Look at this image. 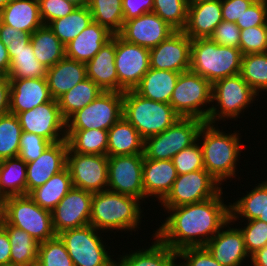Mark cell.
Segmentation results:
<instances>
[{
  "label": "cell",
  "instance_id": "6f0895ef",
  "mask_svg": "<svg viewBox=\"0 0 267 266\" xmlns=\"http://www.w3.org/2000/svg\"><path fill=\"white\" fill-rule=\"evenodd\" d=\"M253 2V0H221L223 20L236 23L237 18H241Z\"/></svg>",
  "mask_w": 267,
  "mask_h": 266
},
{
  "label": "cell",
  "instance_id": "277c9868",
  "mask_svg": "<svg viewBox=\"0 0 267 266\" xmlns=\"http://www.w3.org/2000/svg\"><path fill=\"white\" fill-rule=\"evenodd\" d=\"M242 52L239 48L221 46L211 38L193 39L190 70L211 84L241 72Z\"/></svg>",
  "mask_w": 267,
  "mask_h": 266
},
{
  "label": "cell",
  "instance_id": "603a6c76",
  "mask_svg": "<svg viewBox=\"0 0 267 266\" xmlns=\"http://www.w3.org/2000/svg\"><path fill=\"white\" fill-rule=\"evenodd\" d=\"M222 21L221 0L189 4L187 22L182 31L192 40L210 38Z\"/></svg>",
  "mask_w": 267,
  "mask_h": 266
},
{
  "label": "cell",
  "instance_id": "74e56055",
  "mask_svg": "<svg viewBox=\"0 0 267 266\" xmlns=\"http://www.w3.org/2000/svg\"><path fill=\"white\" fill-rule=\"evenodd\" d=\"M103 90L88 77L57 99L62 117L67 120L90 104Z\"/></svg>",
  "mask_w": 267,
  "mask_h": 266
},
{
  "label": "cell",
  "instance_id": "003e7915",
  "mask_svg": "<svg viewBox=\"0 0 267 266\" xmlns=\"http://www.w3.org/2000/svg\"><path fill=\"white\" fill-rule=\"evenodd\" d=\"M11 0H0V11L10 2Z\"/></svg>",
  "mask_w": 267,
  "mask_h": 266
},
{
  "label": "cell",
  "instance_id": "2e32d148",
  "mask_svg": "<svg viewBox=\"0 0 267 266\" xmlns=\"http://www.w3.org/2000/svg\"><path fill=\"white\" fill-rule=\"evenodd\" d=\"M16 116L23 132L34 133L52 143L66 140V120L55 99L17 113Z\"/></svg>",
  "mask_w": 267,
  "mask_h": 266
},
{
  "label": "cell",
  "instance_id": "8fae6325",
  "mask_svg": "<svg viewBox=\"0 0 267 266\" xmlns=\"http://www.w3.org/2000/svg\"><path fill=\"white\" fill-rule=\"evenodd\" d=\"M91 224L65 230L58 234L64 242L74 266H114V260L106 251V243Z\"/></svg>",
  "mask_w": 267,
  "mask_h": 266
},
{
  "label": "cell",
  "instance_id": "2644e50d",
  "mask_svg": "<svg viewBox=\"0 0 267 266\" xmlns=\"http://www.w3.org/2000/svg\"><path fill=\"white\" fill-rule=\"evenodd\" d=\"M0 266H23V265H17V264L9 263V264L0 265Z\"/></svg>",
  "mask_w": 267,
  "mask_h": 266
},
{
  "label": "cell",
  "instance_id": "bcb514c9",
  "mask_svg": "<svg viewBox=\"0 0 267 266\" xmlns=\"http://www.w3.org/2000/svg\"><path fill=\"white\" fill-rule=\"evenodd\" d=\"M239 49L243 55L267 53V25L241 29Z\"/></svg>",
  "mask_w": 267,
  "mask_h": 266
},
{
  "label": "cell",
  "instance_id": "8c879c8a",
  "mask_svg": "<svg viewBox=\"0 0 267 266\" xmlns=\"http://www.w3.org/2000/svg\"><path fill=\"white\" fill-rule=\"evenodd\" d=\"M254 2H264L267 3V0H253Z\"/></svg>",
  "mask_w": 267,
  "mask_h": 266
},
{
  "label": "cell",
  "instance_id": "60d3db41",
  "mask_svg": "<svg viewBox=\"0 0 267 266\" xmlns=\"http://www.w3.org/2000/svg\"><path fill=\"white\" fill-rule=\"evenodd\" d=\"M89 9L93 21L118 34L123 27L122 0H90Z\"/></svg>",
  "mask_w": 267,
  "mask_h": 266
},
{
  "label": "cell",
  "instance_id": "9a60e30c",
  "mask_svg": "<svg viewBox=\"0 0 267 266\" xmlns=\"http://www.w3.org/2000/svg\"><path fill=\"white\" fill-rule=\"evenodd\" d=\"M115 67L118 92L133 90L150 69L149 49L126 42L116 34Z\"/></svg>",
  "mask_w": 267,
  "mask_h": 266
},
{
  "label": "cell",
  "instance_id": "f35d334b",
  "mask_svg": "<svg viewBox=\"0 0 267 266\" xmlns=\"http://www.w3.org/2000/svg\"><path fill=\"white\" fill-rule=\"evenodd\" d=\"M66 140L74 153L107 155L108 130H66Z\"/></svg>",
  "mask_w": 267,
  "mask_h": 266
},
{
  "label": "cell",
  "instance_id": "a7ac6f4b",
  "mask_svg": "<svg viewBox=\"0 0 267 266\" xmlns=\"http://www.w3.org/2000/svg\"><path fill=\"white\" fill-rule=\"evenodd\" d=\"M258 220L266 222L267 223V210L263 214V216H259Z\"/></svg>",
  "mask_w": 267,
  "mask_h": 266
},
{
  "label": "cell",
  "instance_id": "f1b7e54d",
  "mask_svg": "<svg viewBox=\"0 0 267 266\" xmlns=\"http://www.w3.org/2000/svg\"><path fill=\"white\" fill-rule=\"evenodd\" d=\"M119 155H144V139L124 117L108 130L107 156Z\"/></svg>",
  "mask_w": 267,
  "mask_h": 266
},
{
  "label": "cell",
  "instance_id": "680465c9",
  "mask_svg": "<svg viewBox=\"0 0 267 266\" xmlns=\"http://www.w3.org/2000/svg\"><path fill=\"white\" fill-rule=\"evenodd\" d=\"M10 247L7 231L0 225V265L11 263Z\"/></svg>",
  "mask_w": 267,
  "mask_h": 266
},
{
  "label": "cell",
  "instance_id": "f6af8a7d",
  "mask_svg": "<svg viewBox=\"0 0 267 266\" xmlns=\"http://www.w3.org/2000/svg\"><path fill=\"white\" fill-rule=\"evenodd\" d=\"M36 266H74L64 242L58 235L39 243Z\"/></svg>",
  "mask_w": 267,
  "mask_h": 266
},
{
  "label": "cell",
  "instance_id": "7bdbcfd3",
  "mask_svg": "<svg viewBox=\"0 0 267 266\" xmlns=\"http://www.w3.org/2000/svg\"><path fill=\"white\" fill-rule=\"evenodd\" d=\"M22 128L16 115L0 116V161L19 156Z\"/></svg>",
  "mask_w": 267,
  "mask_h": 266
},
{
  "label": "cell",
  "instance_id": "6125c7cd",
  "mask_svg": "<svg viewBox=\"0 0 267 266\" xmlns=\"http://www.w3.org/2000/svg\"><path fill=\"white\" fill-rule=\"evenodd\" d=\"M0 67H2L7 73L10 67V58L8 55L7 47L0 40Z\"/></svg>",
  "mask_w": 267,
  "mask_h": 266
},
{
  "label": "cell",
  "instance_id": "44dd1931",
  "mask_svg": "<svg viewBox=\"0 0 267 266\" xmlns=\"http://www.w3.org/2000/svg\"><path fill=\"white\" fill-rule=\"evenodd\" d=\"M229 220L205 245L213 258L222 266H241L250 257L240 228L229 227ZM229 224V225H228ZM225 227H228L224 230Z\"/></svg>",
  "mask_w": 267,
  "mask_h": 266
},
{
  "label": "cell",
  "instance_id": "9f6ffc18",
  "mask_svg": "<svg viewBox=\"0 0 267 266\" xmlns=\"http://www.w3.org/2000/svg\"><path fill=\"white\" fill-rule=\"evenodd\" d=\"M153 5L154 0H122L124 21L152 12Z\"/></svg>",
  "mask_w": 267,
  "mask_h": 266
},
{
  "label": "cell",
  "instance_id": "30bf717a",
  "mask_svg": "<svg viewBox=\"0 0 267 266\" xmlns=\"http://www.w3.org/2000/svg\"><path fill=\"white\" fill-rule=\"evenodd\" d=\"M123 117V93L102 91L66 120V130H109Z\"/></svg>",
  "mask_w": 267,
  "mask_h": 266
},
{
  "label": "cell",
  "instance_id": "1f68e13d",
  "mask_svg": "<svg viewBox=\"0 0 267 266\" xmlns=\"http://www.w3.org/2000/svg\"><path fill=\"white\" fill-rule=\"evenodd\" d=\"M27 163L18 157L1 160L0 200L27 195Z\"/></svg>",
  "mask_w": 267,
  "mask_h": 266
},
{
  "label": "cell",
  "instance_id": "91938a15",
  "mask_svg": "<svg viewBox=\"0 0 267 266\" xmlns=\"http://www.w3.org/2000/svg\"><path fill=\"white\" fill-rule=\"evenodd\" d=\"M10 81H0V116L9 113Z\"/></svg>",
  "mask_w": 267,
  "mask_h": 266
},
{
  "label": "cell",
  "instance_id": "83f0119b",
  "mask_svg": "<svg viewBox=\"0 0 267 266\" xmlns=\"http://www.w3.org/2000/svg\"><path fill=\"white\" fill-rule=\"evenodd\" d=\"M0 22L19 31L32 34L44 24L38 0H11L0 11Z\"/></svg>",
  "mask_w": 267,
  "mask_h": 266
},
{
  "label": "cell",
  "instance_id": "f907efd6",
  "mask_svg": "<svg viewBox=\"0 0 267 266\" xmlns=\"http://www.w3.org/2000/svg\"><path fill=\"white\" fill-rule=\"evenodd\" d=\"M177 254L178 258L184 260L178 266H222L205 246L183 248Z\"/></svg>",
  "mask_w": 267,
  "mask_h": 266
},
{
  "label": "cell",
  "instance_id": "ac0fdd59",
  "mask_svg": "<svg viewBox=\"0 0 267 266\" xmlns=\"http://www.w3.org/2000/svg\"><path fill=\"white\" fill-rule=\"evenodd\" d=\"M192 39L183 31H175L156 47L149 49L150 68L186 72L190 70Z\"/></svg>",
  "mask_w": 267,
  "mask_h": 266
},
{
  "label": "cell",
  "instance_id": "ab89813d",
  "mask_svg": "<svg viewBox=\"0 0 267 266\" xmlns=\"http://www.w3.org/2000/svg\"><path fill=\"white\" fill-rule=\"evenodd\" d=\"M93 21L89 7H76L63 18L51 21L48 26L66 46Z\"/></svg>",
  "mask_w": 267,
  "mask_h": 266
},
{
  "label": "cell",
  "instance_id": "7dc6e473",
  "mask_svg": "<svg viewBox=\"0 0 267 266\" xmlns=\"http://www.w3.org/2000/svg\"><path fill=\"white\" fill-rule=\"evenodd\" d=\"M177 175L196 170H205L201 146L197 140L194 144L184 148L172 158Z\"/></svg>",
  "mask_w": 267,
  "mask_h": 266
},
{
  "label": "cell",
  "instance_id": "c3c4849f",
  "mask_svg": "<svg viewBox=\"0 0 267 266\" xmlns=\"http://www.w3.org/2000/svg\"><path fill=\"white\" fill-rule=\"evenodd\" d=\"M247 225L240 228L246 250L251 257L261 248L267 246V223L256 220H247Z\"/></svg>",
  "mask_w": 267,
  "mask_h": 266
},
{
  "label": "cell",
  "instance_id": "5b68a950",
  "mask_svg": "<svg viewBox=\"0 0 267 266\" xmlns=\"http://www.w3.org/2000/svg\"><path fill=\"white\" fill-rule=\"evenodd\" d=\"M123 117L144 140L162 133L180 118L170 104L144 98L134 90L123 92Z\"/></svg>",
  "mask_w": 267,
  "mask_h": 266
},
{
  "label": "cell",
  "instance_id": "836d02e7",
  "mask_svg": "<svg viewBox=\"0 0 267 266\" xmlns=\"http://www.w3.org/2000/svg\"><path fill=\"white\" fill-rule=\"evenodd\" d=\"M36 59L47 69L65 57V45L48 25L36 29L30 38Z\"/></svg>",
  "mask_w": 267,
  "mask_h": 266
},
{
  "label": "cell",
  "instance_id": "d590c367",
  "mask_svg": "<svg viewBox=\"0 0 267 266\" xmlns=\"http://www.w3.org/2000/svg\"><path fill=\"white\" fill-rule=\"evenodd\" d=\"M10 58L9 79L46 78L47 68L35 57L31 42L19 49H7Z\"/></svg>",
  "mask_w": 267,
  "mask_h": 266
},
{
  "label": "cell",
  "instance_id": "816d5d0a",
  "mask_svg": "<svg viewBox=\"0 0 267 266\" xmlns=\"http://www.w3.org/2000/svg\"><path fill=\"white\" fill-rule=\"evenodd\" d=\"M41 20L44 25L70 14L77 6L68 0H38Z\"/></svg>",
  "mask_w": 267,
  "mask_h": 266
},
{
  "label": "cell",
  "instance_id": "7c38bea8",
  "mask_svg": "<svg viewBox=\"0 0 267 266\" xmlns=\"http://www.w3.org/2000/svg\"><path fill=\"white\" fill-rule=\"evenodd\" d=\"M221 185L206 171L196 170L177 175L167 196L160 202L164 208L198 203L217 196Z\"/></svg>",
  "mask_w": 267,
  "mask_h": 266
},
{
  "label": "cell",
  "instance_id": "d6986e66",
  "mask_svg": "<svg viewBox=\"0 0 267 266\" xmlns=\"http://www.w3.org/2000/svg\"><path fill=\"white\" fill-rule=\"evenodd\" d=\"M176 30L154 12L124 21L118 35L126 42L148 49L156 47Z\"/></svg>",
  "mask_w": 267,
  "mask_h": 266
},
{
  "label": "cell",
  "instance_id": "11a10c76",
  "mask_svg": "<svg viewBox=\"0 0 267 266\" xmlns=\"http://www.w3.org/2000/svg\"><path fill=\"white\" fill-rule=\"evenodd\" d=\"M31 34L19 31L0 22V40L7 49L24 48L30 42Z\"/></svg>",
  "mask_w": 267,
  "mask_h": 266
},
{
  "label": "cell",
  "instance_id": "8d00e7d4",
  "mask_svg": "<svg viewBox=\"0 0 267 266\" xmlns=\"http://www.w3.org/2000/svg\"><path fill=\"white\" fill-rule=\"evenodd\" d=\"M230 220L234 223L239 217L256 220L267 210V179L258 183L251 191L233 204L230 203ZM243 216V217H242Z\"/></svg>",
  "mask_w": 267,
  "mask_h": 266
},
{
  "label": "cell",
  "instance_id": "ffe728a7",
  "mask_svg": "<svg viewBox=\"0 0 267 266\" xmlns=\"http://www.w3.org/2000/svg\"><path fill=\"white\" fill-rule=\"evenodd\" d=\"M68 142L52 143L35 161L27 163V195L67 167Z\"/></svg>",
  "mask_w": 267,
  "mask_h": 266
},
{
  "label": "cell",
  "instance_id": "681fc988",
  "mask_svg": "<svg viewBox=\"0 0 267 266\" xmlns=\"http://www.w3.org/2000/svg\"><path fill=\"white\" fill-rule=\"evenodd\" d=\"M52 144L51 141L34 133L22 132L20 138L19 157L26 163L35 161Z\"/></svg>",
  "mask_w": 267,
  "mask_h": 266
},
{
  "label": "cell",
  "instance_id": "e7e4bbea",
  "mask_svg": "<svg viewBox=\"0 0 267 266\" xmlns=\"http://www.w3.org/2000/svg\"><path fill=\"white\" fill-rule=\"evenodd\" d=\"M0 81H9L8 73L0 67Z\"/></svg>",
  "mask_w": 267,
  "mask_h": 266
},
{
  "label": "cell",
  "instance_id": "3957f363",
  "mask_svg": "<svg viewBox=\"0 0 267 266\" xmlns=\"http://www.w3.org/2000/svg\"><path fill=\"white\" fill-rule=\"evenodd\" d=\"M140 204L135 197L109 190L93 193L90 224L103 232H132L142 221Z\"/></svg>",
  "mask_w": 267,
  "mask_h": 266
},
{
  "label": "cell",
  "instance_id": "d4e9b609",
  "mask_svg": "<svg viewBox=\"0 0 267 266\" xmlns=\"http://www.w3.org/2000/svg\"><path fill=\"white\" fill-rule=\"evenodd\" d=\"M112 36L106 27L92 21L65 46V57L86 64Z\"/></svg>",
  "mask_w": 267,
  "mask_h": 266
},
{
  "label": "cell",
  "instance_id": "5bb4252c",
  "mask_svg": "<svg viewBox=\"0 0 267 266\" xmlns=\"http://www.w3.org/2000/svg\"><path fill=\"white\" fill-rule=\"evenodd\" d=\"M144 155H119L108 157L107 190L144 200Z\"/></svg>",
  "mask_w": 267,
  "mask_h": 266
},
{
  "label": "cell",
  "instance_id": "9c48e42d",
  "mask_svg": "<svg viewBox=\"0 0 267 266\" xmlns=\"http://www.w3.org/2000/svg\"><path fill=\"white\" fill-rule=\"evenodd\" d=\"M204 123L201 119L180 117L162 133L144 140V156L153 160H172L176 154L197 141Z\"/></svg>",
  "mask_w": 267,
  "mask_h": 266
},
{
  "label": "cell",
  "instance_id": "4fadbf2b",
  "mask_svg": "<svg viewBox=\"0 0 267 266\" xmlns=\"http://www.w3.org/2000/svg\"><path fill=\"white\" fill-rule=\"evenodd\" d=\"M67 168L75 188L91 193L107 190L108 156L67 152Z\"/></svg>",
  "mask_w": 267,
  "mask_h": 266
},
{
  "label": "cell",
  "instance_id": "03108f58",
  "mask_svg": "<svg viewBox=\"0 0 267 266\" xmlns=\"http://www.w3.org/2000/svg\"><path fill=\"white\" fill-rule=\"evenodd\" d=\"M188 4H197L202 2H209V1H219V0H187Z\"/></svg>",
  "mask_w": 267,
  "mask_h": 266
},
{
  "label": "cell",
  "instance_id": "d6a6232c",
  "mask_svg": "<svg viewBox=\"0 0 267 266\" xmlns=\"http://www.w3.org/2000/svg\"><path fill=\"white\" fill-rule=\"evenodd\" d=\"M1 226L7 231L11 245V263L23 266H36L39 243L26 231L8 224L3 218Z\"/></svg>",
  "mask_w": 267,
  "mask_h": 266
},
{
  "label": "cell",
  "instance_id": "484cf974",
  "mask_svg": "<svg viewBox=\"0 0 267 266\" xmlns=\"http://www.w3.org/2000/svg\"><path fill=\"white\" fill-rule=\"evenodd\" d=\"M176 178L172 160H153L144 156L142 179L145 198L154 196L161 202L170 192Z\"/></svg>",
  "mask_w": 267,
  "mask_h": 266
},
{
  "label": "cell",
  "instance_id": "8992f818",
  "mask_svg": "<svg viewBox=\"0 0 267 266\" xmlns=\"http://www.w3.org/2000/svg\"><path fill=\"white\" fill-rule=\"evenodd\" d=\"M2 217L8 224L26 231L38 243L56 236L51 211L41 208L29 195L3 199Z\"/></svg>",
  "mask_w": 267,
  "mask_h": 266
},
{
  "label": "cell",
  "instance_id": "ee69618b",
  "mask_svg": "<svg viewBox=\"0 0 267 266\" xmlns=\"http://www.w3.org/2000/svg\"><path fill=\"white\" fill-rule=\"evenodd\" d=\"M187 0H154L153 11L176 31L185 28L188 14Z\"/></svg>",
  "mask_w": 267,
  "mask_h": 266
},
{
  "label": "cell",
  "instance_id": "94428289",
  "mask_svg": "<svg viewBox=\"0 0 267 266\" xmlns=\"http://www.w3.org/2000/svg\"><path fill=\"white\" fill-rule=\"evenodd\" d=\"M250 259L252 266H267V246L254 253Z\"/></svg>",
  "mask_w": 267,
  "mask_h": 266
},
{
  "label": "cell",
  "instance_id": "ba28073f",
  "mask_svg": "<svg viewBox=\"0 0 267 266\" xmlns=\"http://www.w3.org/2000/svg\"><path fill=\"white\" fill-rule=\"evenodd\" d=\"M210 103L212 84L206 78L191 70L179 74L170 105L180 117L197 118L207 123L211 106L204 107Z\"/></svg>",
  "mask_w": 267,
  "mask_h": 266
},
{
  "label": "cell",
  "instance_id": "b9f144b4",
  "mask_svg": "<svg viewBox=\"0 0 267 266\" xmlns=\"http://www.w3.org/2000/svg\"><path fill=\"white\" fill-rule=\"evenodd\" d=\"M240 74L258 95L259 92H266L267 53L243 55Z\"/></svg>",
  "mask_w": 267,
  "mask_h": 266
},
{
  "label": "cell",
  "instance_id": "f546056e",
  "mask_svg": "<svg viewBox=\"0 0 267 266\" xmlns=\"http://www.w3.org/2000/svg\"><path fill=\"white\" fill-rule=\"evenodd\" d=\"M153 237L155 241L147 249L118 255L121 257L118 262L114 260V266H178V262H175L178 258L177 252L165 245L156 235L153 234Z\"/></svg>",
  "mask_w": 267,
  "mask_h": 266
},
{
  "label": "cell",
  "instance_id": "6da1fadb",
  "mask_svg": "<svg viewBox=\"0 0 267 266\" xmlns=\"http://www.w3.org/2000/svg\"><path fill=\"white\" fill-rule=\"evenodd\" d=\"M222 195L221 191L202 202L165 208L170 215L154 235L176 252L205 246L230 220V204L223 203Z\"/></svg>",
  "mask_w": 267,
  "mask_h": 266
},
{
  "label": "cell",
  "instance_id": "89a4df30",
  "mask_svg": "<svg viewBox=\"0 0 267 266\" xmlns=\"http://www.w3.org/2000/svg\"><path fill=\"white\" fill-rule=\"evenodd\" d=\"M2 200H0V225H1V221H2Z\"/></svg>",
  "mask_w": 267,
  "mask_h": 266
},
{
  "label": "cell",
  "instance_id": "e0dca14e",
  "mask_svg": "<svg viewBox=\"0 0 267 266\" xmlns=\"http://www.w3.org/2000/svg\"><path fill=\"white\" fill-rule=\"evenodd\" d=\"M93 193L72 187L51 211L56 235L90 224Z\"/></svg>",
  "mask_w": 267,
  "mask_h": 266
},
{
  "label": "cell",
  "instance_id": "4dcf8cb0",
  "mask_svg": "<svg viewBox=\"0 0 267 266\" xmlns=\"http://www.w3.org/2000/svg\"><path fill=\"white\" fill-rule=\"evenodd\" d=\"M179 74L150 68L133 90L144 98L170 104Z\"/></svg>",
  "mask_w": 267,
  "mask_h": 266
},
{
  "label": "cell",
  "instance_id": "52a82bcc",
  "mask_svg": "<svg viewBox=\"0 0 267 266\" xmlns=\"http://www.w3.org/2000/svg\"><path fill=\"white\" fill-rule=\"evenodd\" d=\"M259 96L241 74L217 80L212 84V102L207 123L215 124L217 121L238 118L244 109ZM219 107V108H218Z\"/></svg>",
  "mask_w": 267,
  "mask_h": 266
},
{
  "label": "cell",
  "instance_id": "4316f807",
  "mask_svg": "<svg viewBox=\"0 0 267 266\" xmlns=\"http://www.w3.org/2000/svg\"><path fill=\"white\" fill-rule=\"evenodd\" d=\"M86 78V64L66 57L48 68L46 73L49 92L55 100Z\"/></svg>",
  "mask_w": 267,
  "mask_h": 266
},
{
  "label": "cell",
  "instance_id": "cb8c5ba5",
  "mask_svg": "<svg viewBox=\"0 0 267 266\" xmlns=\"http://www.w3.org/2000/svg\"><path fill=\"white\" fill-rule=\"evenodd\" d=\"M116 34L98 53L86 63L87 77L103 91L118 92V76L115 67Z\"/></svg>",
  "mask_w": 267,
  "mask_h": 266
},
{
  "label": "cell",
  "instance_id": "db71d44e",
  "mask_svg": "<svg viewBox=\"0 0 267 266\" xmlns=\"http://www.w3.org/2000/svg\"><path fill=\"white\" fill-rule=\"evenodd\" d=\"M210 38L218 45L239 48L240 28L236 23L223 20L217 25Z\"/></svg>",
  "mask_w": 267,
  "mask_h": 266
},
{
  "label": "cell",
  "instance_id": "e575fe53",
  "mask_svg": "<svg viewBox=\"0 0 267 266\" xmlns=\"http://www.w3.org/2000/svg\"><path fill=\"white\" fill-rule=\"evenodd\" d=\"M72 187L70 172L66 167L28 195L41 208L52 211Z\"/></svg>",
  "mask_w": 267,
  "mask_h": 266
},
{
  "label": "cell",
  "instance_id": "f5cc1de1",
  "mask_svg": "<svg viewBox=\"0 0 267 266\" xmlns=\"http://www.w3.org/2000/svg\"><path fill=\"white\" fill-rule=\"evenodd\" d=\"M236 25L241 29L267 25V3L253 2L244 11L241 18H237Z\"/></svg>",
  "mask_w": 267,
  "mask_h": 266
},
{
  "label": "cell",
  "instance_id": "7402d4cb",
  "mask_svg": "<svg viewBox=\"0 0 267 266\" xmlns=\"http://www.w3.org/2000/svg\"><path fill=\"white\" fill-rule=\"evenodd\" d=\"M9 81L11 114L16 115L31 110L52 99L46 78L9 79Z\"/></svg>",
  "mask_w": 267,
  "mask_h": 266
},
{
  "label": "cell",
  "instance_id": "be15d7a7",
  "mask_svg": "<svg viewBox=\"0 0 267 266\" xmlns=\"http://www.w3.org/2000/svg\"><path fill=\"white\" fill-rule=\"evenodd\" d=\"M77 7H87L89 6L90 0H68Z\"/></svg>",
  "mask_w": 267,
  "mask_h": 266
},
{
  "label": "cell",
  "instance_id": "7a4b0ae2",
  "mask_svg": "<svg viewBox=\"0 0 267 266\" xmlns=\"http://www.w3.org/2000/svg\"><path fill=\"white\" fill-rule=\"evenodd\" d=\"M215 125L205 122L199 130L197 140L201 142L199 144L202 149L204 169L222 185L225 179L236 177V164L244 146L241 145L238 132L227 134Z\"/></svg>",
  "mask_w": 267,
  "mask_h": 266
}]
</instances>
